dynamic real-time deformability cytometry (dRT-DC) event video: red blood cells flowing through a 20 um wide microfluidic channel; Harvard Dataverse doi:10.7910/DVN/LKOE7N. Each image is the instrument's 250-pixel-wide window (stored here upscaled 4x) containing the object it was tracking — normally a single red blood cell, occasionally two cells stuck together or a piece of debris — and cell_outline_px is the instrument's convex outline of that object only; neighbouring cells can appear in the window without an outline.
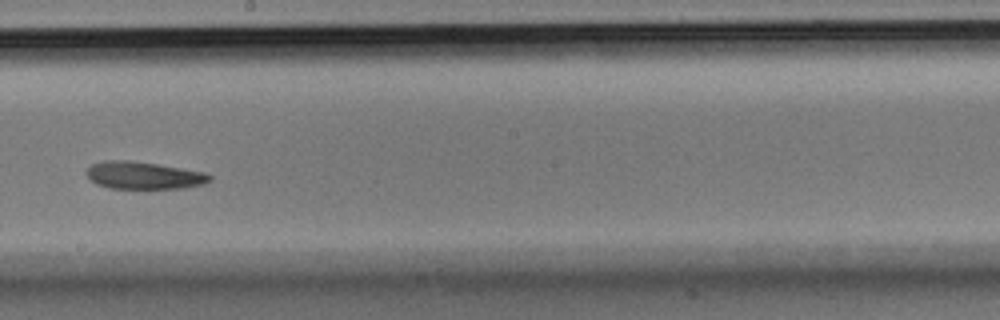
{"species": "Egyptian fruit bat (a non-hibernating species)", "species_latin": "Rousettus aegyptiacus", "temperature_condition": "room temperature", "stored_images_in_passage": 35, "camera_frame_rate_fps": 3000, "um_per_image_px": 0.085, "animal": {"sex": "male"}, "frame": {"image": 1, "passage_image": 20, "time_ms": 6.333, "image_size_px": [1000, 320], "cell_outline_px": [[212, 180], [204, 184], [184, 188], [108, 188], [96, 184], [84, 172], [92, 164], [104, 160], [128, 160], [156, 164], [204, 172], [212, 176]], "centroid_in_image_um": [12.2, 14.91], "position_along_channel_um": 236.0, "area_um2": 19.59}}